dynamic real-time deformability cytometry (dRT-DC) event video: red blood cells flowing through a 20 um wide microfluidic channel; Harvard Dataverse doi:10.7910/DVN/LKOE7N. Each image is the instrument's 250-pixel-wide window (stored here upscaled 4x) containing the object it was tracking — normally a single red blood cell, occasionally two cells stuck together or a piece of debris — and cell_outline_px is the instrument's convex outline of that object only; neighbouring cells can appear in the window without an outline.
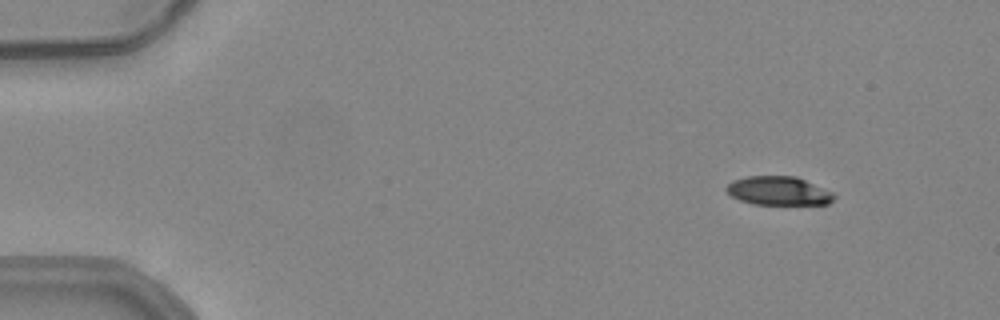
{"species": "common noctule bat (a hibernating species)", "species_latin": "Nyctalus noctula", "temperature_condition": "warm", "stored_images_in_passage": 48, "camera_frame_rate_fps": 3000, "um_per_image_px": 0.085, "animal": {"sex": "female", "body_mass_g": 24.6, "forearm_length_mm": 56.2}, "frame": {"image": 1, "passage_image": 1, "time_ms": 0.0, "image_size_px": [1000, 320], "cell_outline_px": [[836, 196], [828, 204], [752, 204], [740, 200], [732, 196], [724, 188], [732, 180], [748, 176], [796, 176], [832, 192]], "centroid_in_image_um": [66.15, 16.22], "position_along_channel_um": 18.8, "area_um2": 17.92}}
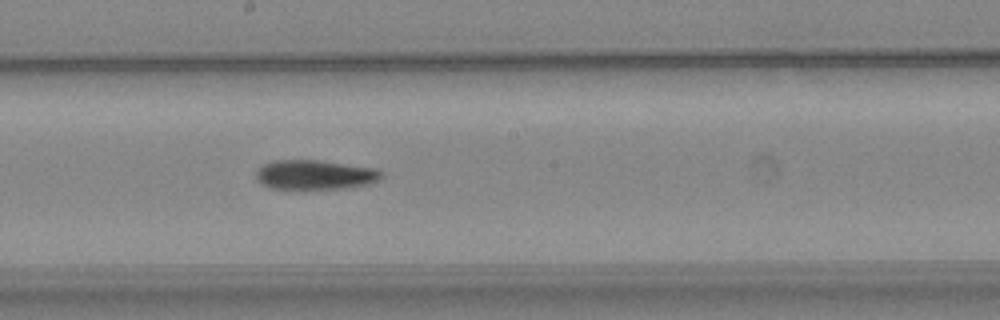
{"frame": {"image": 2, "passage_image": 25, "time_ms": 8.0, "image_size_px": [1000, 320], "cell_outline_px": [[384, 176], [368, 184], [344, 188], [268, 188], [260, 184], [256, 180], [256, 168], [272, 160], [316, 160], [376, 168]], "centroid_in_image_um": [26.7, 14.84], "position_along_channel_um": 221.5, "area_um2": 21.44}}
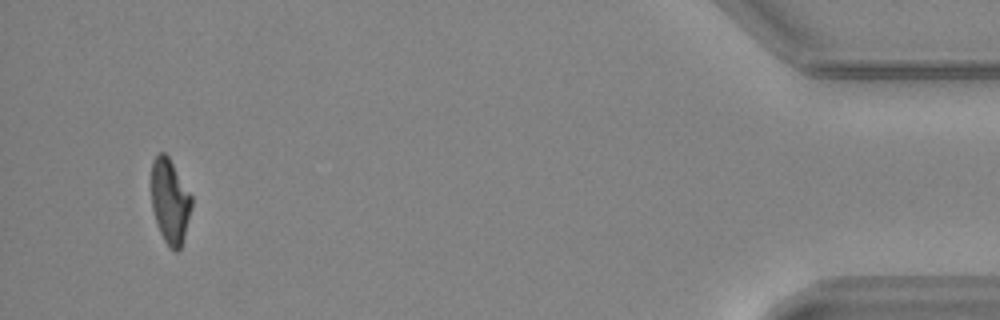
{"frame": {"image": 3, "passage_image": 46, "time_ms": 15.0, "image_size_px": [1000, 320], "cell_outline_px": [[192, 204], [180, 248], [176, 252], [164, 240], [160, 232], [152, 208], [152, 160], [160, 152], [164, 152], [168, 156], [192, 196]], "centroid_in_image_um": [14.44, 17.07], "position_along_channel_um": 420.8, "area_um2": 19.31}, "authors_computed_cell_mechanics": {"area_um2": 21.4149, "velocity_mm_per_s": 3.9219, "shape_relaxation_time_tau1_ms": 8.3993, "shape_relaxation_time_tau2_ms": 7.4847, "deformation_change_tau1": 0.2533, "deformation_change_tau2": 0.1915}}